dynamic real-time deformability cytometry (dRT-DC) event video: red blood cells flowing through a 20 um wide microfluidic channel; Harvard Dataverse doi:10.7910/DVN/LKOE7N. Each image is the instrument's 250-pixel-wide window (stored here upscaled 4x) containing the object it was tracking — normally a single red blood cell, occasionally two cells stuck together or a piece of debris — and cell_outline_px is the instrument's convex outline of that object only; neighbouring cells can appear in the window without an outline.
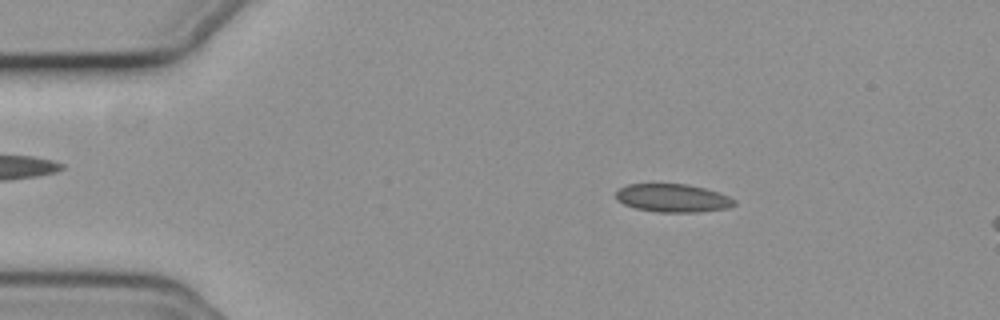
{"species": "common noctule bat (a hibernating species)", "species_latin": "Nyctalus noctula", "temperature_condition": "cold", "stored_images_in_passage": 16, "camera_frame_rate_fps": 3000, "um_per_image_px": 0.085, "animal": {"sex": "female", "body_mass_g": 19.3, "forearm_length_mm": 54.1}, "frame": {"image": 1, "passage_image": 10, "time_ms": 3.0, "image_size_px": [1000, 320], "cell_outline_px": [[736, 204], [728, 208], [696, 212], [660, 212], [636, 208], [624, 204], [616, 200], [616, 192], [620, 188], [628, 184], [688, 184], [720, 192], [736, 200]], "centroid_in_image_um": [57.2, 16.83], "position_along_channel_um": 27.8, "area_um2": 19.42}}